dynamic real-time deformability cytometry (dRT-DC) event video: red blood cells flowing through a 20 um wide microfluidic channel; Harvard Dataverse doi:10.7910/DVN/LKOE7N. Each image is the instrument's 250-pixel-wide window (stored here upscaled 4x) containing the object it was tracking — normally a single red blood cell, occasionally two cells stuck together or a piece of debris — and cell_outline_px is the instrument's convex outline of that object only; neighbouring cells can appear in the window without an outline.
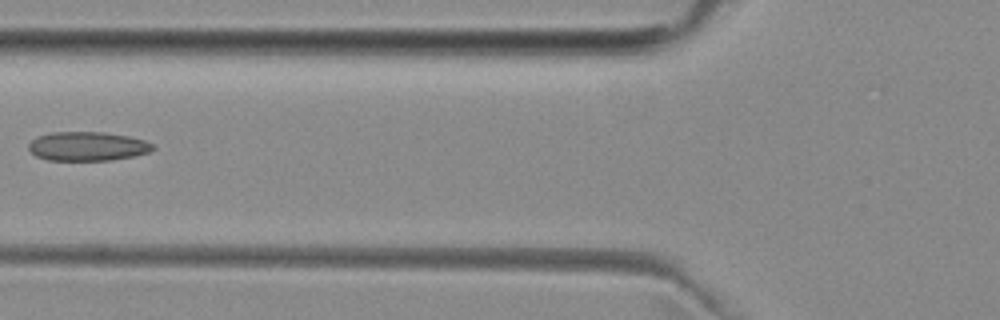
{"species": "common noctule bat (a hibernating species)", "species_latin": "Nyctalus noctula", "temperature_condition": "room temperature", "stored_images_in_passage": 7, "camera_frame_rate_fps": 3000, "um_per_image_px": 0.085, "animal": {"sex": "female", "body_mass_g": 29.2, "forearm_length_mm": 56.3}, "frame": {"image": 1, "passage_image": 5, "time_ms": 5.667, "image_size_px": [1000, 320], "cell_outline_px": [[156, 148], [148, 152], [132, 156], [112, 160], [48, 160], [36, 156], [28, 148], [28, 144], [32, 140], [40, 136], [52, 132], [104, 132], [128, 136], [144, 140], [152, 144]], "centroid_in_image_um": [7.44, 12.43], "position_along_channel_um": 118.4, "area_um2": 20.87}}
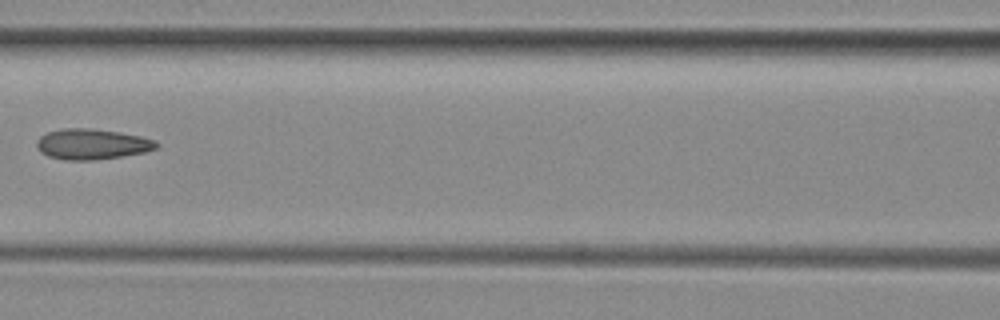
{"frame": {"image": 2, "passage_image": 6, "time_ms": 6.667, "image_size_px": [1000, 320], "cell_outline_px": [[160, 144], [156, 148], [144, 152], [120, 156], [92, 160], [64, 160], [48, 156], [40, 152], [36, 144], [36, 140], [40, 136], [48, 132], [60, 128], [92, 128], [120, 132], [140, 136], [156, 140]], "centroid_in_image_um": [7.8, 12.24], "position_along_channel_um": 158.8, "area_um2": 21.39}}
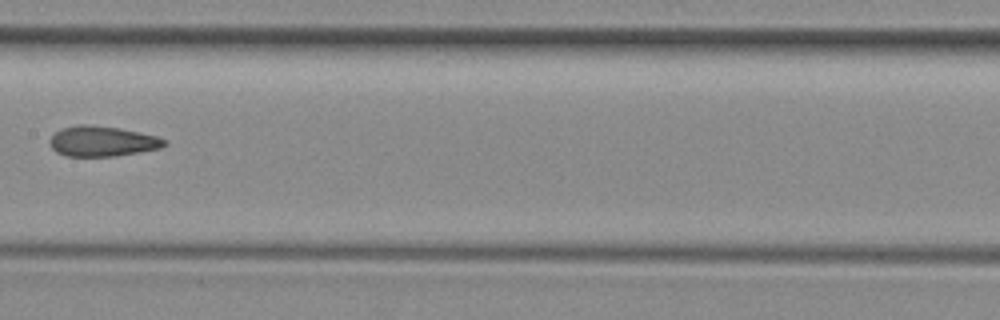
{"frame": {"image": 3, "passage_image": 7, "time_ms": 7.667, "image_size_px": [1000, 320], "cell_outline_px": [[168, 144], [160, 148], [112, 156], [64, 156], [56, 152], [48, 144], [48, 140], [60, 128], [80, 124], [88, 124], [120, 128], [156, 136], [168, 140]], "centroid_in_image_um": [8.65, 12.0], "position_along_channel_um": 198.7, "area_um2": 20.29}}